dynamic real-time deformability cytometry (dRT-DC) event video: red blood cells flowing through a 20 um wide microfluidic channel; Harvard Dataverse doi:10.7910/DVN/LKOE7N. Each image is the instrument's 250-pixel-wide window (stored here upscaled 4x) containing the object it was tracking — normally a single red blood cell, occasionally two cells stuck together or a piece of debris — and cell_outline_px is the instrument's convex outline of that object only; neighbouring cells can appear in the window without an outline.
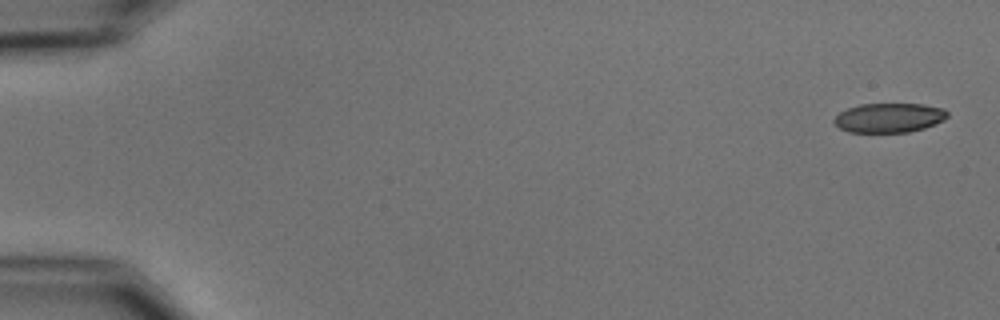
{"species": "common noctule bat (a hibernating species)", "species_latin": "Nyctalus noctula", "temperature_condition": "cold", "stored_images_in_passage": 5, "camera_frame_rate_fps": 3000, "um_per_image_px": 0.085, "animal": {"sex": "male", "body_mass_g": 15.6}, "frame": {"image": 1, "passage_image": 1, "time_ms": 0.0, "image_size_px": [1000, 320], "cell_outline_px": [[948, 116], [944, 120], [924, 128], [908, 132], [848, 132], [840, 128], [832, 120], [840, 112], [848, 108], [860, 104], [924, 104], [944, 108], [948, 112]], "centroid_in_image_um": [75.59, 10.0], "position_along_channel_um": 9.4, "area_um2": 19.42}}
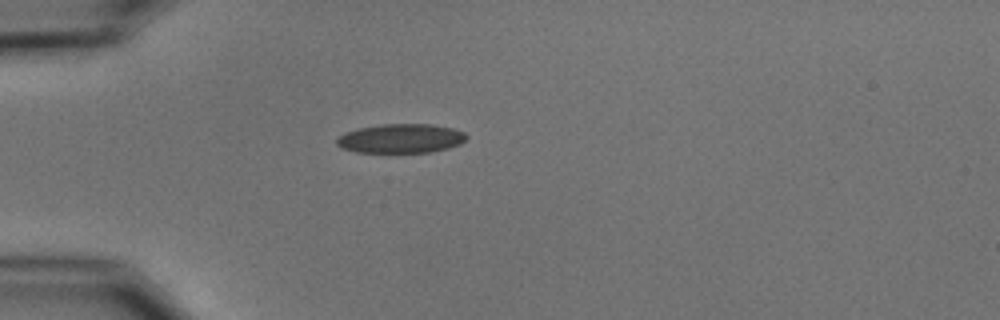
{"frame": {"image": 2, "passage_image": 5, "time_ms": 4.667, "image_size_px": [1000, 320], "cell_outline_px": [[468, 136], [460, 144], [448, 148], [432, 152], [356, 152], [340, 148], [336, 144], [336, 140], [344, 132], [356, 128], [380, 124], [432, 124], [452, 128], [464, 132]], "centroid_in_image_um": [34.05, 11.76], "position_along_channel_um": 51.0, "area_um2": 22.2}}